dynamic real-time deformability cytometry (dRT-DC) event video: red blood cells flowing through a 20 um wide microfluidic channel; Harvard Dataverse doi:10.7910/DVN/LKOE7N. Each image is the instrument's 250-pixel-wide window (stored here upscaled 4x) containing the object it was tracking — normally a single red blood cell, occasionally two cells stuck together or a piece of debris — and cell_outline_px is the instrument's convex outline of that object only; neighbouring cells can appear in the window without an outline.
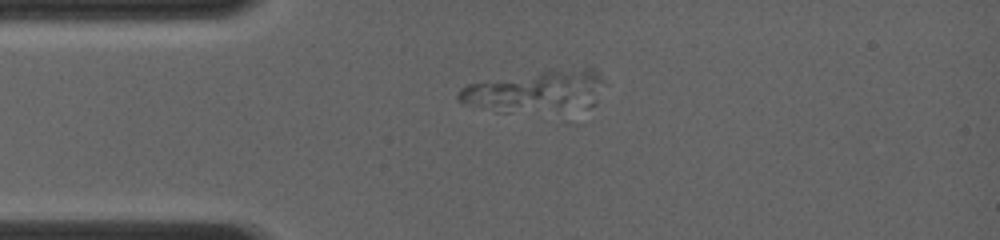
{"species": "common noctule bat (a hibernating species)", "species_latin": "Nyctalus noctula", "temperature_condition": "room temperature", "stored_images_in_passage": 4, "segment_of_instrument_passage": [1, 2], "camera_frame_rate_fps": 4000, "um_per_image_px": 0.085, "animal": {"sex": "female", "body_mass_g": 19.0, "forearm_length_mm": 56.7}, "frame": {"image": 1, "passage_image": 1, "time_ms": 0.0, "image_size_px": [1000, 240], "cell_outline_px": [[604, 84], [560, 104], [512, 112], [496, 112], [460, 104], [456, 96], [460, 88], [468, 84], [552, 68], [596, 68], [604, 80]], "centroid_in_image_um": [45.06, 7.61], "position_along_channel_um": 39.9, "area_um2": 31.62}}